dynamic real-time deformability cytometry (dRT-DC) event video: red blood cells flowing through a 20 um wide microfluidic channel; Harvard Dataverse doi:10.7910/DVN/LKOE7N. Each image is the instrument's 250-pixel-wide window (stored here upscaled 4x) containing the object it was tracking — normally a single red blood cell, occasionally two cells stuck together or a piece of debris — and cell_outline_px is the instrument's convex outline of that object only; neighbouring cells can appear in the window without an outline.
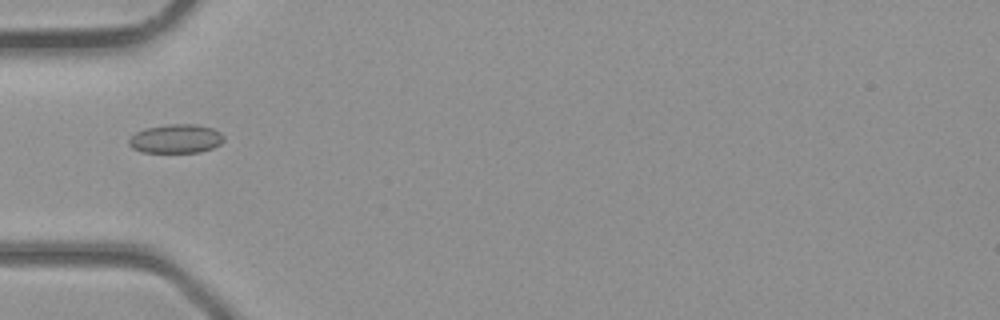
{"species": "common noctule bat (a hibernating species)", "species_latin": "Nyctalus noctula", "temperature_condition": "room temperature", "stored_images_in_passage": 26, "camera_frame_rate_fps": 3000, "um_per_image_px": 0.085, "animal": {"sex": "male", "body_mass_g": 23.1, "forearm_length_mm": 52.7}, "frame": {"image": 1, "passage_image": 5, "time_ms": 1.333, "image_size_px": [1000, 320], "cell_outline_px": [[224, 140], [220, 144], [212, 148], [200, 152], [140, 152], [132, 148], [128, 144], [128, 140], [136, 132], [144, 128], [168, 124], [196, 124], [212, 128], [220, 132], [224, 136]], "centroid_in_image_um": [14.95, 11.79], "position_along_channel_um": 70.1, "area_um2": 16.07}}
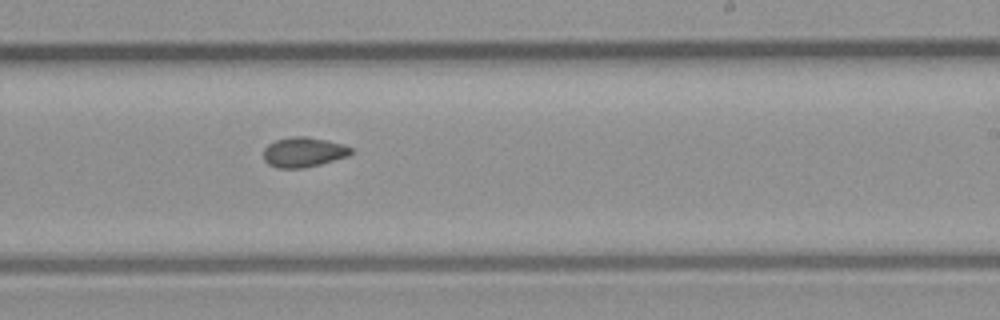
{"frame": {"image": 2, "passage_image": 16, "time_ms": 5.0, "image_size_px": [1000, 320], "cell_outline_px": [[356, 152], [348, 156], [320, 164], [304, 168], [280, 168], [268, 164], [264, 160], [264, 148], [268, 144], [276, 140], [292, 136], [304, 136], [324, 140], [340, 144], [352, 148]], "centroid_in_image_um": [25.8, 12.94], "position_along_channel_um": 263.2, "area_um2": 15.14}}
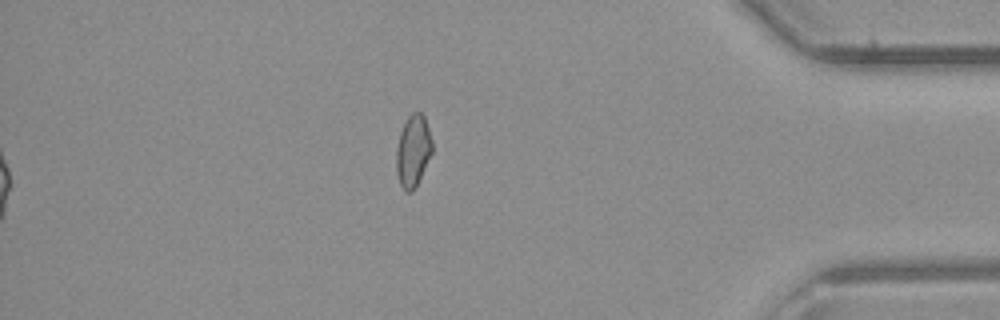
{"frame": {"image": 3, "passage_image": 26, "time_ms": 8.333, "image_size_px": [1000, 320], "cell_outline_px": [[432, 152], [412, 192], [404, 192], [400, 184], [396, 172], [396, 148], [400, 132], [408, 116], [412, 112], [420, 112], [424, 116], [432, 140]], "centroid_in_image_um": [35.09, 12.82], "position_along_channel_um": 400.1, "area_um2": 14.85}}